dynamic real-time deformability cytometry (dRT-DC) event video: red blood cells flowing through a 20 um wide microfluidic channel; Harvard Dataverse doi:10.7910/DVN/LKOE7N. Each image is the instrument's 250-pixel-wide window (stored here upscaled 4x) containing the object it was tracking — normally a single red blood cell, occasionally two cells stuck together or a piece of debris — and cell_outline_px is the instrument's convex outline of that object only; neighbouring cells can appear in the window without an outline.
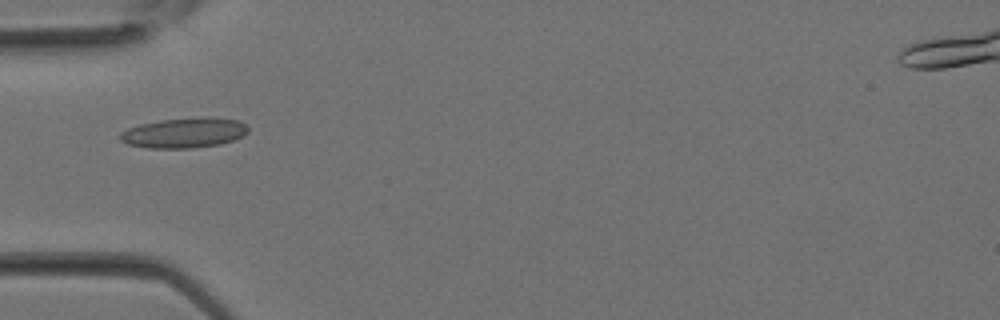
{"species": "Egyptian fruit bat (a non-hibernating species)", "species_latin": "Rousettus aegyptiacus", "temperature_condition": "room temperature", "stored_images_in_passage": 22, "camera_frame_rate_fps": 3000, "um_per_image_px": 0.085, "animal": {"sex": "female"}, "frame": {"image": 1, "passage_image": 2, "time_ms": 0.333, "image_size_px": [1000, 320], "cell_outline_px": [[248, 132], [244, 136], [220, 144], [192, 148], [148, 148], [128, 144], [120, 140], [120, 132], [128, 128], [140, 124], [160, 120], [204, 116], [236, 120], [244, 124], [248, 128]], "centroid_in_image_um": [15.65, 11.28], "position_along_channel_um": 69.4, "area_um2": 22.48}}
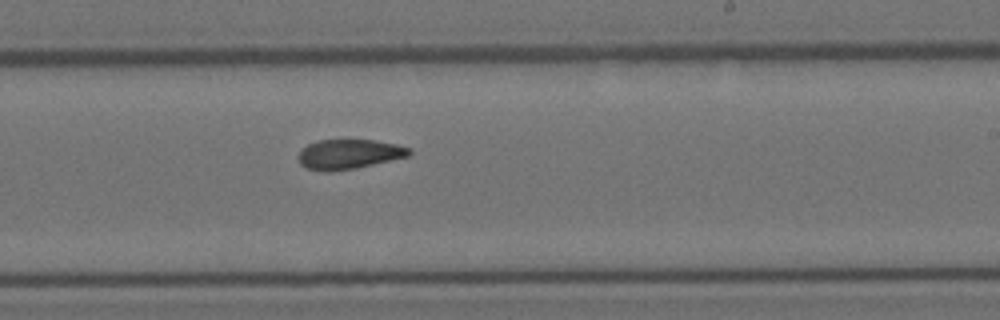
{"frame": {"image": 2, "passage_image": 11, "time_ms": 3.333, "image_size_px": [1000, 320], "cell_outline_px": [[412, 152], [408, 156], [356, 168], [324, 172], [308, 168], [300, 164], [296, 156], [308, 144], [316, 140], [372, 140], [396, 144], [408, 148]], "centroid_in_image_um": [29.62, 13.1], "position_along_channel_um": 259.4, "area_um2": 19.02}}
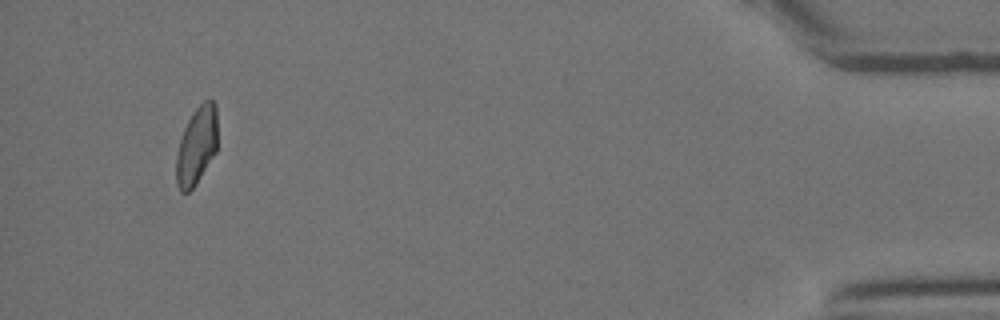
{"frame": {"image": 3, "passage_image": 22, "time_ms": 7.0, "image_size_px": [1000, 320], "cell_outline_px": [[216, 152], [196, 184], [188, 192], [180, 192], [176, 184], [176, 156], [180, 140], [184, 128], [192, 112], [204, 100], [212, 100], [216, 104]], "centroid_in_image_um": [16.7, 12.4], "position_along_channel_um": 418.5, "area_um2": 18.67}}